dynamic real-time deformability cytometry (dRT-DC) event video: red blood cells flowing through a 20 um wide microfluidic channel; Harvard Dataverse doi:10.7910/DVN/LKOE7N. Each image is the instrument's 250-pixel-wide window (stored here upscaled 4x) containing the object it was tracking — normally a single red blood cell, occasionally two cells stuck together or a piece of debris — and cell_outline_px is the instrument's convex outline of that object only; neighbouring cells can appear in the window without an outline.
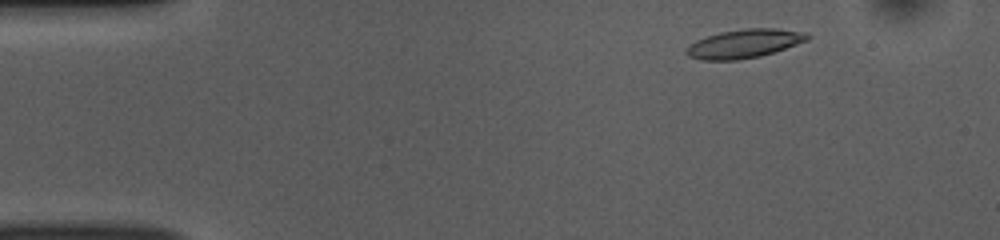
{"species": "common noctule bat (a hibernating species)", "species_latin": "Nyctalus noctula", "temperature_condition": "room temperature", "stored_images_in_passage": 49, "camera_frame_rate_fps": 3000, "um_per_image_px": 0.085, "animal": {"sex": "female", "body_mass_g": 10.0, "forearm_length_mm": 53.1}, "frame": {"image": 1, "passage_image": 4, "time_ms": 1.0, "image_size_px": [1000, 240], "cell_outline_px": [[812, 36], [808, 40], [760, 56], [736, 60], [700, 60], [688, 56], [684, 52], [684, 48], [696, 40], [720, 32], [744, 28], [776, 28], [808, 32]], "centroid_in_image_um": [63.25, 3.7], "position_along_channel_um": 21.8, "area_um2": 20.35}}
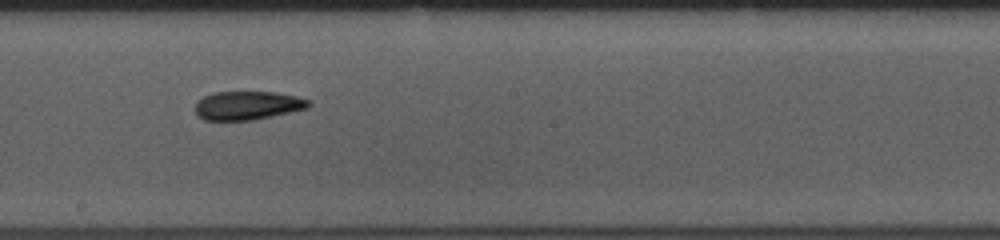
{"frame": {"image": 2, "passage_image": 26, "time_ms": 8.333, "image_size_px": [1000, 240], "cell_outline_px": [[312, 104], [308, 108], [272, 116], [252, 120], [204, 120], [196, 116], [196, 100], [212, 92], [276, 92], [296, 96], [312, 100]], "centroid_in_image_um": [21.05, 8.96], "position_along_channel_um": 227.2, "area_um2": 19.13}}
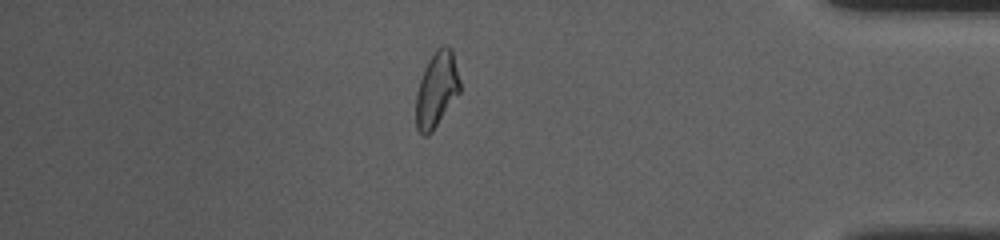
{"frame": {"image": 3, "passage_image": 42, "time_ms": 13.667, "image_size_px": [1000, 240], "cell_outline_px": [[460, 92], [432, 132], [428, 136], [424, 136], [416, 128], [416, 92], [424, 68], [428, 60], [436, 48], [440, 44], [452, 48], [460, 80]], "centroid_in_image_um": [37.11, 7.59], "position_along_channel_um": 398.1, "area_um2": 19.48}, "authors_computed_cell_mechanics": {"area_um2": 19.8254, "velocity_mm_per_s": 3.8499, "shape_relaxation_time_tau1_ms": 7.4956, "shape_relaxation_time_tau2_ms": 6.4286, "deformation_change_tau1": 0.1909, "deformation_change_tau2": 0.1588}}